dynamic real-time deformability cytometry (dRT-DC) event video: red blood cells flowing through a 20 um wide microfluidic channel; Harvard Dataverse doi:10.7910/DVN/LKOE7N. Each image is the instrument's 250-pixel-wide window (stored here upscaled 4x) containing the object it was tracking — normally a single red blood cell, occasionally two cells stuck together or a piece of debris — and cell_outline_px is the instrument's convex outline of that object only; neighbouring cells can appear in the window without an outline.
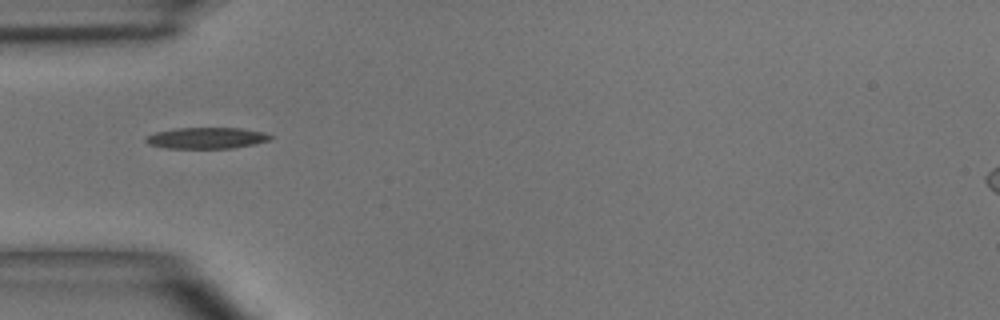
{"species": "common noctule bat (a hibernating species)", "species_latin": "Nyctalus noctula", "temperature_condition": "room temperature", "stored_images_in_passage": 2, "camera_frame_rate_fps": 3000, "um_per_image_px": 0.085, "animal": {"sex": "male", "body_mass_g": 15.6}, "frame": {"image": 1, "passage_image": 1, "time_ms": 0.0, "image_size_px": [1000, 320], "cell_outline_px": [[272, 140], [232, 148], [168, 148], [148, 144], [144, 140], [144, 136], [156, 132], [176, 128], [240, 128], [264, 132], [272, 136]], "centroid_in_image_um": [17.53, 11.73], "position_along_channel_um": 67.5, "area_um2": 15.37}}
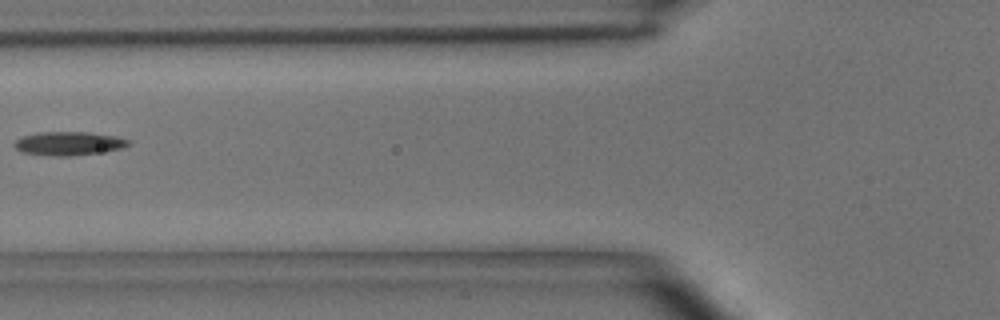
{"frame": {"image": 2, "passage_image": 2, "time_ms": 1.333, "image_size_px": [1000, 320], "cell_outline_px": [[132, 144], [120, 148], [96, 152], [68, 156], [56, 156], [20, 152], [12, 144], [16, 140], [24, 136], [36, 132], [88, 132], [116, 136], [128, 140]], "centroid_in_image_um": [5.79, 12.18], "position_along_channel_um": 120.0, "area_um2": 15.49}}